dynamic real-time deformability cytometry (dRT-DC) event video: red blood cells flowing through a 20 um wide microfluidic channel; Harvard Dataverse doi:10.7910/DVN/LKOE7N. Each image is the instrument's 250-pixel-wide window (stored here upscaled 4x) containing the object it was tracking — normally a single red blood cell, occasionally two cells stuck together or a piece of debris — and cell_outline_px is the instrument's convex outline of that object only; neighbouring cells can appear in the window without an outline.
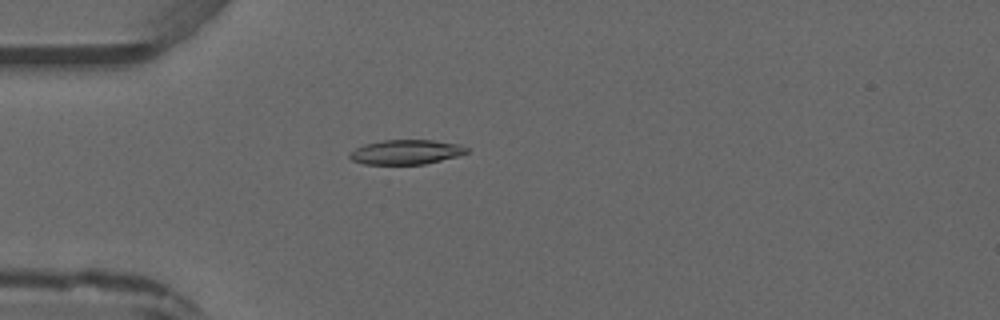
{"species": "common noctule bat (a hibernating species)", "species_latin": "Nyctalus noctula", "temperature_condition": "warm", "stored_images_in_passage": 3, "camera_frame_rate_fps": 3000, "um_per_image_px": 0.085, "animal": {"sex": "male", "forearm_length_mm": 52.5}, "frame": {"image": 1, "passage_image": 3, "time_ms": 3.333, "image_size_px": [1000, 320], "cell_outline_px": [[468, 152], [460, 156], [424, 164], [364, 164], [352, 160], [348, 156], [356, 148], [364, 144], [384, 140], [432, 140], [460, 144], [468, 148]], "centroid_in_image_um": [34.55, 12.92], "position_along_channel_um": 50.4, "area_um2": 16.76}}